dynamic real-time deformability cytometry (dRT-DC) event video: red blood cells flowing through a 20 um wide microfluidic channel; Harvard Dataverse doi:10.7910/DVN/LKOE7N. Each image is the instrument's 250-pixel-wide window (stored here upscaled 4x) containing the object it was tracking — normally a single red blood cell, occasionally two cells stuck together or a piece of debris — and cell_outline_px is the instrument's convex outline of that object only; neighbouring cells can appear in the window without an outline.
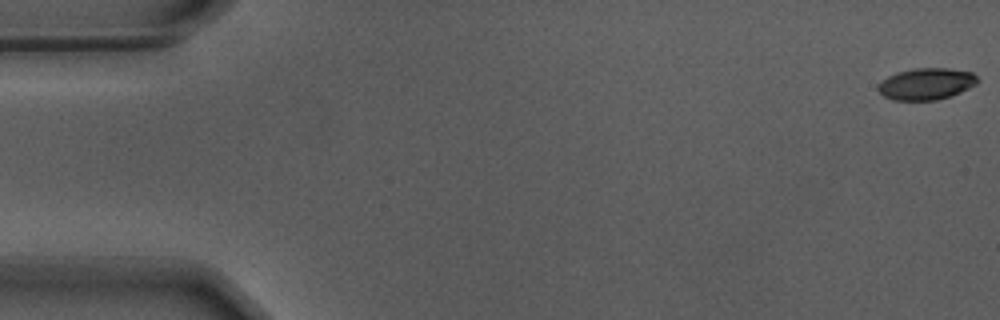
{"species": "Egyptian fruit bat (a non-hibernating species)", "species_latin": "Rousettus aegyptiacus", "temperature_condition": "warm", "stored_images_in_passage": 51, "camera_frame_rate_fps": 3000, "um_per_image_px": 0.085, "animal": {"sex": "male"}, "frame": {"image": 1, "passage_image": 1, "time_ms": 0.0, "image_size_px": [1000, 320], "cell_outline_px": [[980, 80], [976, 84], [960, 92], [936, 100], [892, 100], [884, 96], [876, 88], [888, 76], [896, 72], [916, 68], [948, 68], [972, 72]], "centroid_in_image_um": [78.74, 7.12], "position_along_channel_um": 6.3, "area_um2": 18.21}}
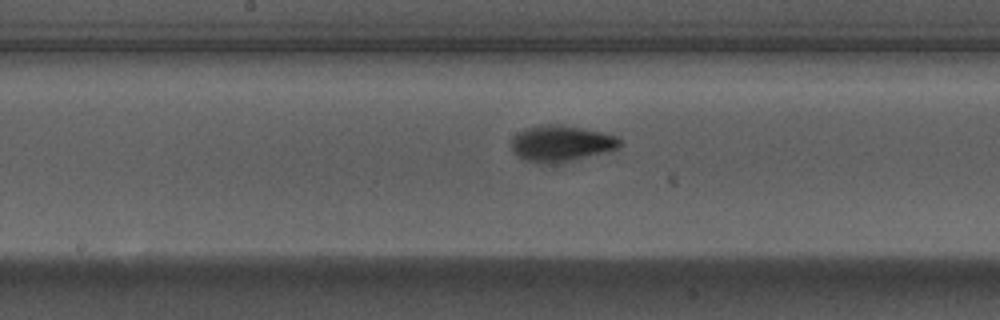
{"frame": {"image": 2, "passage_image": 29, "time_ms": 9.333, "image_size_px": [1000, 320], "cell_outline_px": [[620, 148], [568, 160], [540, 164], [524, 160], [512, 152], [512, 136], [528, 128], [540, 124], [556, 124], [604, 132], [616, 136], [620, 140]], "centroid_in_image_um": [47.66, 12.18], "position_along_channel_um": 200.5, "area_um2": 22.37}}
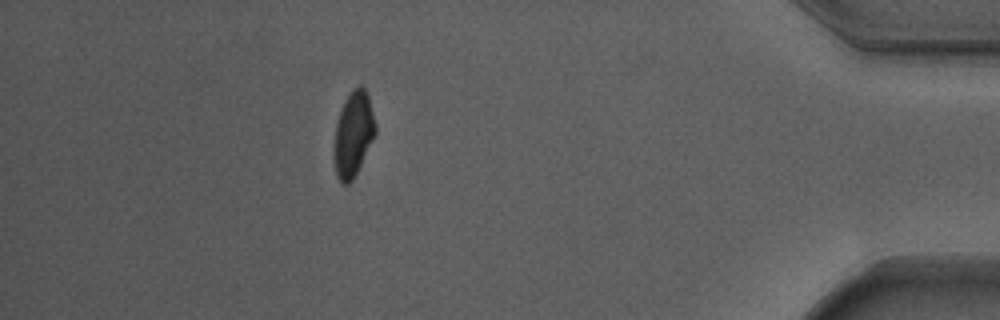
{"frame": {"image": 3, "passage_image": 50, "time_ms": 16.333, "image_size_px": [1000, 320], "cell_outline_px": [[376, 132], [352, 180], [348, 184], [344, 184], [336, 176], [332, 156], [336, 124], [340, 108], [344, 100], [352, 88], [360, 84], [364, 88], [368, 96], [376, 124]], "centroid_in_image_um": [29.99, 11.37], "position_along_channel_um": 405.2, "area_um2": 20.52}, "authors_computed_cell_mechanics": {"area_um2": 20.519, "velocity_mm_per_s": 3.6853, "shape_relaxation_time_tau1_ms": 3.0356, "shape_relaxation_time_tau2_ms": 1.4159, "deformation_change_tau1": 0.159, "deformation_change_tau2": 0.0528}}